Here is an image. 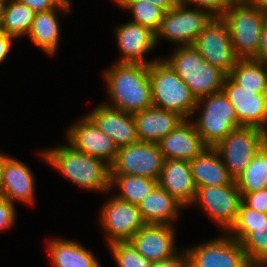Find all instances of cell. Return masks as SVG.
Listing matches in <instances>:
<instances>
[{
  "label": "cell",
  "mask_w": 267,
  "mask_h": 267,
  "mask_svg": "<svg viewBox=\"0 0 267 267\" xmlns=\"http://www.w3.org/2000/svg\"><path fill=\"white\" fill-rule=\"evenodd\" d=\"M139 141L158 143L185 120L175 111L151 106L134 113Z\"/></svg>",
  "instance_id": "22"
},
{
  "label": "cell",
  "mask_w": 267,
  "mask_h": 267,
  "mask_svg": "<svg viewBox=\"0 0 267 267\" xmlns=\"http://www.w3.org/2000/svg\"><path fill=\"white\" fill-rule=\"evenodd\" d=\"M222 91L233 105L239 122L245 127H257L267 132V93L243 89L226 76Z\"/></svg>",
  "instance_id": "15"
},
{
  "label": "cell",
  "mask_w": 267,
  "mask_h": 267,
  "mask_svg": "<svg viewBox=\"0 0 267 267\" xmlns=\"http://www.w3.org/2000/svg\"><path fill=\"white\" fill-rule=\"evenodd\" d=\"M228 234L242 243L247 258L256 267L267 266V213L241 202L236 223Z\"/></svg>",
  "instance_id": "8"
},
{
  "label": "cell",
  "mask_w": 267,
  "mask_h": 267,
  "mask_svg": "<svg viewBox=\"0 0 267 267\" xmlns=\"http://www.w3.org/2000/svg\"><path fill=\"white\" fill-rule=\"evenodd\" d=\"M201 106L204 110L193 124L207 147H215L232 130L243 127L223 91L198 99L195 111Z\"/></svg>",
  "instance_id": "6"
},
{
  "label": "cell",
  "mask_w": 267,
  "mask_h": 267,
  "mask_svg": "<svg viewBox=\"0 0 267 267\" xmlns=\"http://www.w3.org/2000/svg\"><path fill=\"white\" fill-rule=\"evenodd\" d=\"M253 59L259 62L267 61V18L263 22L259 48Z\"/></svg>",
  "instance_id": "39"
},
{
  "label": "cell",
  "mask_w": 267,
  "mask_h": 267,
  "mask_svg": "<svg viewBox=\"0 0 267 267\" xmlns=\"http://www.w3.org/2000/svg\"><path fill=\"white\" fill-rule=\"evenodd\" d=\"M119 6L130 9L134 20L132 22L148 27L157 32L165 12L155 5L143 0H121Z\"/></svg>",
  "instance_id": "32"
},
{
  "label": "cell",
  "mask_w": 267,
  "mask_h": 267,
  "mask_svg": "<svg viewBox=\"0 0 267 267\" xmlns=\"http://www.w3.org/2000/svg\"><path fill=\"white\" fill-rule=\"evenodd\" d=\"M3 0H0V17H1V7H2Z\"/></svg>",
  "instance_id": "44"
},
{
  "label": "cell",
  "mask_w": 267,
  "mask_h": 267,
  "mask_svg": "<svg viewBox=\"0 0 267 267\" xmlns=\"http://www.w3.org/2000/svg\"><path fill=\"white\" fill-rule=\"evenodd\" d=\"M34 176L28 166L21 161L10 157L5 163L0 196L14 201L32 203L34 200Z\"/></svg>",
  "instance_id": "23"
},
{
  "label": "cell",
  "mask_w": 267,
  "mask_h": 267,
  "mask_svg": "<svg viewBox=\"0 0 267 267\" xmlns=\"http://www.w3.org/2000/svg\"><path fill=\"white\" fill-rule=\"evenodd\" d=\"M267 12L247 6L243 2L232 4L222 15L239 59H253L257 55L261 29Z\"/></svg>",
  "instance_id": "5"
},
{
  "label": "cell",
  "mask_w": 267,
  "mask_h": 267,
  "mask_svg": "<svg viewBox=\"0 0 267 267\" xmlns=\"http://www.w3.org/2000/svg\"><path fill=\"white\" fill-rule=\"evenodd\" d=\"M152 105L175 111L185 119L195 112L198 100L165 60L149 64Z\"/></svg>",
  "instance_id": "3"
},
{
  "label": "cell",
  "mask_w": 267,
  "mask_h": 267,
  "mask_svg": "<svg viewBox=\"0 0 267 267\" xmlns=\"http://www.w3.org/2000/svg\"><path fill=\"white\" fill-rule=\"evenodd\" d=\"M242 194L236 183L224 186H204L196 190L197 203L227 232L236 223Z\"/></svg>",
  "instance_id": "13"
},
{
  "label": "cell",
  "mask_w": 267,
  "mask_h": 267,
  "mask_svg": "<svg viewBox=\"0 0 267 267\" xmlns=\"http://www.w3.org/2000/svg\"><path fill=\"white\" fill-rule=\"evenodd\" d=\"M68 131V142L77 151L111 165L118 152L113 140L86 115Z\"/></svg>",
  "instance_id": "16"
},
{
  "label": "cell",
  "mask_w": 267,
  "mask_h": 267,
  "mask_svg": "<svg viewBox=\"0 0 267 267\" xmlns=\"http://www.w3.org/2000/svg\"><path fill=\"white\" fill-rule=\"evenodd\" d=\"M183 254H176L165 260H160L152 263V267H187V255L186 252Z\"/></svg>",
  "instance_id": "38"
},
{
  "label": "cell",
  "mask_w": 267,
  "mask_h": 267,
  "mask_svg": "<svg viewBox=\"0 0 267 267\" xmlns=\"http://www.w3.org/2000/svg\"><path fill=\"white\" fill-rule=\"evenodd\" d=\"M164 159L190 161L198 156L207 146L197 132L193 121H182L172 132L159 142Z\"/></svg>",
  "instance_id": "20"
},
{
  "label": "cell",
  "mask_w": 267,
  "mask_h": 267,
  "mask_svg": "<svg viewBox=\"0 0 267 267\" xmlns=\"http://www.w3.org/2000/svg\"><path fill=\"white\" fill-rule=\"evenodd\" d=\"M192 46L206 62L227 76L239 60L234 52L228 27L221 18H213L197 36Z\"/></svg>",
  "instance_id": "12"
},
{
  "label": "cell",
  "mask_w": 267,
  "mask_h": 267,
  "mask_svg": "<svg viewBox=\"0 0 267 267\" xmlns=\"http://www.w3.org/2000/svg\"><path fill=\"white\" fill-rule=\"evenodd\" d=\"M159 185L184 206L193 204L197 187L189 161L165 159Z\"/></svg>",
  "instance_id": "21"
},
{
  "label": "cell",
  "mask_w": 267,
  "mask_h": 267,
  "mask_svg": "<svg viewBox=\"0 0 267 267\" xmlns=\"http://www.w3.org/2000/svg\"><path fill=\"white\" fill-rule=\"evenodd\" d=\"M105 80L112 106L128 113H137L152 106L149 65L117 62L106 70Z\"/></svg>",
  "instance_id": "1"
},
{
  "label": "cell",
  "mask_w": 267,
  "mask_h": 267,
  "mask_svg": "<svg viewBox=\"0 0 267 267\" xmlns=\"http://www.w3.org/2000/svg\"><path fill=\"white\" fill-rule=\"evenodd\" d=\"M116 39L122 53L118 62L151 64L144 59L156 43V32L152 29L130 21L116 28Z\"/></svg>",
  "instance_id": "19"
},
{
  "label": "cell",
  "mask_w": 267,
  "mask_h": 267,
  "mask_svg": "<svg viewBox=\"0 0 267 267\" xmlns=\"http://www.w3.org/2000/svg\"><path fill=\"white\" fill-rule=\"evenodd\" d=\"M164 156L158 143L138 141L118 148L110 174L137 175L159 180Z\"/></svg>",
  "instance_id": "9"
},
{
  "label": "cell",
  "mask_w": 267,
  "mask_h": 267,
  "mask_svg": "<svg viewBox=\"0 0 267 267\" xmlns=\"http://www.w3.org/2000/svg\"><path fill=\"white\" fill-rule=\"evenodd\" d=\"M35 14L26 4L16 0H3L0 30L15 38L27 35L31 29Z\"/></svg>",
  "instance_id": "28"
},
{
  "label": "cell",
  "mask_w": 267,
  "mask_h": 267,
  "mask_svg": "<svg viewBox=\"0 0 267 267\" xmlns=\"http://www.w3.org/2000/svg\"><path fill=\"white\" fill-rule=\"evenodd\" d=\"M236 2H243L244 0H235Z\"/></svg>",
  "instance_id": "46"
},
{
  "label": "cell",
  "mask_w": 267,
  "mask_h": 267,
  "mask_svg": "<svg viewBox=\"0 0 267 267\" xmlns=\"http://www.w3.org/2000/svg\"><path fill=\"white\" fill-rule=\"evenodd\" d=\"M243 3L247 6L264 10L267 12V0H244Z\"/></svg>",
  "instance_id": "42"
},
{
  "label": "cell",
  "mask_w": 267,
  "mask_h": 267,
  "mask_svg": "<svg viewBox=\"0 0 267 267\" xmlns=\"http://www.w3.org/2000/svg\"><path fill=\"white\" fill-rule=\"evenodd\" d=\"M48 251L54 267H101L93 253L73 241L54 239Z\"/></svg>",
  "instance_id": "27"
},
{
  "label": "cell",
  "mask_w": 267,
  "mask_h": 267,
  "mask_svg": "<svg viewBox=\"0 0 267 267\" xmlns=\"http://www.w3.org/2000/svg\"><path fill=\"white\" fill-rule=\"evenodd\" d=\"M14 38L15 37L8 35L4 31L0 30V63L3 62L7 57V54L11 48V41Z\"/></svg>",
  "instance_id": "40"
},
{
  "label": "cell",
  "mask_w": 267,
  "mask_h": 267,
  "mask_svg": "<svg viewBox=\"0 0 267 267\" xmlns=\"http://www.w3.org/2000/svg\"><path fill=\"white\" fill-rule=\"evenodd\" d=\"M242 202L249 208L267 213V188L253 193H241Z\"/></svg>",
  "instance_id": "35"
},
{
  "label": "cell",
  "mask_w": 267,
  "mask_h": 267,
  "mask_svg": "<svg viewBox=\"0 0 267 267\" xmlns=\"http://www.w3.org/2000/svg\"><path fill=\"white\" fill-rule=\"evenodd\" d=\"M213 18L203 10L187 8L180 1L175 8L165 12L161 26L156 32V43L160 37H165L181 46L193 45L197 36Z\"/></svg>",
  "instance_id": "11"
},
{
  "label": "cell",
  "mask_w": 267,
  "mask_h": 267,
  "mask_svg": "<svg viewBox=\"0 0 267 267\" xmlns=\"http://www.w3.org/2000/svg\"><path fill=\"white\" fill-rule=\"evenodd\" d=\"M57 9L68 12L70 5L64 1L58 8L36 13L28 32L32 42L49 55H54L59 43L60 29L56 15Z\"/></svg>",
  "instance_id": "26"
},
{
  "label": "cell",
  "mask_w": 267,
  "mask_h": 267,
  "mask_svg": "<svg viewBox=\"0 0 267 267\" xmlns=\"http://www.w3.org/2000/svg\"><path fill=\"white\" fill-rule=\"evenodd\" d=\"M174 235L172 225L145 224L130 242L139 253L153 263L176 255Z\"/></svg>",
  "instance_id": "18"
},
{
  "label": "cell",
  "mask_w": 267,
  "mask_h": 267,
  "mask_svg": "<svg viewBox=\"0 0 267 267\" xmlns=\"http://www.w3.org/2000/svg\"><path fill=\"white\" fill-rule=\"evenodd\" d=\"M9 158L10 157L5 156L4 154H1L0 153V187H1V182H2V176H3L4 166H5V163L7 162V160Z\"/></svg>",
  "instance_id": "43"
},
{
  "label": "cell",
  "mask_w": 267,
  "mask_h": 267,
  "mask_svg": "<svg viewBox=\"0 0 267 267\" xmlns=\"http://www.w3.org/2000/svg\"><path fill=\"white\" fill-rule=\"evenodd\" d=\"M101 225L108 234V242L130 241L145 225L137 205L120 200L115 196L102 207Z\"/></svg>",
  "instance_id": "14"
},
{
  "label": "cell",
  "mask_w": 267,
  "mask_h": 267,
  "mask_svg": "<svg viewBox=\"0 0 267 267\" xmlns=\"http://www.w3.org/2000/svg\"><path fill=\"white\" fill-rule=\"evenodd\" d=\"M109 246L119 267H152V262L139 253L130 241L114 242Z\"/></svg>",
  "instance_id": "33"
},
{
  "label": "cell",
  "mask_w": 267,
  "mask_h": 267,
  "mask_svg": "<svg viewBox=\"0 0 267 267\" xmlns=\"http://www.w3.org/2000/svg\"><path fill=\"white\" fill-rule=\"evenodd\" d=\"M234 181L241 193H253L267 188V143Z\"/></svg>",
  "instance_id": "31"
},
{
  "label": "cell",
  "mask_w": 267,
  "mask_h": 267,
  "mask_svg": "<svg viewBox=\"0 0 267 267\" xmlns=\"http://www.w3.org/2000/svg\"><path fill=\"white\" fill-rule=\"evenodd\" d=\"M263 63L265 65V68H266V71H267V61H264Z\"/></svg>",
  "instance_id": "45"
},
{
  "label": "cell",
  "mask_w": 267,
  "mask_h": 267,
  "mask_svg": "<svg viewBox=\"0 0 267 267\" xmlns=\"http://www.w3.org/2000/svg\"><path fill=\"white\" fill-rule=\"evenodd\" d=\"M267 143V132L257 127L232 130L215 146L230 176L235 180Z\"/></svg>",
  "instance_id": "7"
},
{
  "label": "cell",
  "mask_w": 267,
  "mask_h": 267,
  "mask_svg": "<svg viewBox=\"0 0 267 267\" xmlns=\"http://www.w3.org/2000/svg\"><path fill=\"white\" fill-rule=\"evenodd\" d=\"M42 157L70 181L89 190L110 188V165L105 161L75 150L70 144L43 151Z\"/></svg>",
  "instance_id": "2"
},
{
  "label": "cell",
  "mask_w": 267,
  "mask_h": 267,
  "mask_svg": "<svg viewBox=\"0 0 267 267\" xmlns=\"http://www.w3.org/2000/svg\"><path fill=\"white\" fill-rule=\"evenodd\" d=\"M161 8L164 12L172 10L177 6L180 0H143Z\"/></svg>",
  "instance_id": "41"
},
{
  "label": "cell",
  "mask_w": 267,
  "mask_h": 267,
  "mask_svg": "<svg viewBox=\"0 0 267 267\" xmlns=\"http://www.w3.org/2000/svg\"><path fill=\"white\" fill-rule=\"evenodd\" d=\"M228 76L243 89L267 93V71L263 62L239 59Z\"/></svg>",
  "instance_id": "30"
},
{
  "label": "cell",
  "mask_w": 267,
  "mask_h": 267,
  "mask_svg": "<svg viewBox=\"0 0 267 267\" xmlns=\"http://www.w3.org/2000/svg\"><path fill=\"white\" fill-rule=\"evenodd\" d=\"M16 209L14 204L0 196V230L7 229L14 224ZM13 223V224H12Z\"/></svg>",
  "instance_id": "36"
},
{
  "label": "cell",
  "mask_w": 267,
  "mask_h": 267,
  "mask_svg": "<svg viewBox=\"0 0 267 267\" xmlns=\"http://www.w3.org/2000/svg\"><path fill=\"white\" fill-rule=\"evenodd\" d=\"M87 116L113 140L118 148L139 141L136 122L132 113L118 110L103 103L94 108Z\"/></svg>",
  "instance_id": "17"
},
{
  "label": "cell",
  "mask_w": 267,
  "mask_h": 267,
  "mask_svg": "<svg viewBox=\"0 0 267 267\" xmlns=\"http://www.w3.org/2000/svg\"><path fill=\"white\" fill-rule=\"evenodd\" d=\"M189 163L197 188L210 185L224 186L235 182L215 147L205 148Z\"/></svg>",
  "instance_id": "24"
},
{
  "label": "cell",
  "mask_w": 267,
  "mask_h": 267,
  "mask_svg": "<svg viewBox=\"0 0 267 267\" xmlns=\"http://www.w3.org/2000/svg\"><path fill=\"white\" fill-rule=\"evenodd\" d=\"M26 4L35 13L58 8L65 0H16Z\"/></svg>",
  "instance_id": "37"
},
{
  "label": "cell",
  "mask_w": 267,
  "mask_h": 267,
  "mask_svg": "<svg viewBox=\"0 0 267 267\" xmlns=\"http://www.w3.org/2000/svg\"><path fill=\"white\" fill-rule=\"evenodd\" d=\"M110 175V188L116 184L121 191V193L115 195V197L137 206L159 185V180H154L145 176L123 174Z\"/></svg>",
  "instance_id": "29"
},
{
  "label": "cell",
  "mask_w": 267,
  "mask_h": 267,
  "mask_svg": "<svg viewBox=\"0 0 267 267\" xmlns=\"http://www.w3.org/2000/svg\"><path fill=\"white\" fill-rule=\"evenodd\" d=\"M187 267H256L230 235L186 249Z\"/></svg>",
  "instance_id": "10"
},
{
  "label": "cell",
  "mask_w": 267,
  "mask_h": 267,
  "mask_svg": "<svg viewBox=\"0 0 267 267\" xmlns=\"http://www.w3.org/2000/svg\"><path fill=\"white\" fill-rule=\"evenodd\" d=\"M180 207H184L176 198L172 197L160 185L150 192L138 205L145 224L172 225Z\"/></svg>",
  "instance_id": "25"
},
{
  "label": "cell",
  "mask_w": 267,
  "mask_h": 267,
  "mask_svg": "<svg viewBox=\"0 0 267 267\" xmlns=\"http://www.w3.org/2000/svg\"><path fill=\"white\" fill-rule=\"evenodd\" d=\"M164 60L188 85L197 100L222 91L227 75L206 62L192 45L180 46Z\"/></svg>",
  "instance_id": "4"
},
{
  "label": "cell",
  "mask_w": 267,
  "mask_h": 267,
  "mask_svg": "<svg viewBox=\"0 0 267 267\" xmlns=\"http://www.w3.org/2000/svg\"><path fill=\"white\" fill-rule=\"evenodd\" d=\"M183 4H196L200 10L206 9L214 18H221L224 12L234 3L235 0H180ZM201 6V7H200ZM202 8V9H201Z\"/></svg>",
  "instance_id": "34"
}]
</instances>
